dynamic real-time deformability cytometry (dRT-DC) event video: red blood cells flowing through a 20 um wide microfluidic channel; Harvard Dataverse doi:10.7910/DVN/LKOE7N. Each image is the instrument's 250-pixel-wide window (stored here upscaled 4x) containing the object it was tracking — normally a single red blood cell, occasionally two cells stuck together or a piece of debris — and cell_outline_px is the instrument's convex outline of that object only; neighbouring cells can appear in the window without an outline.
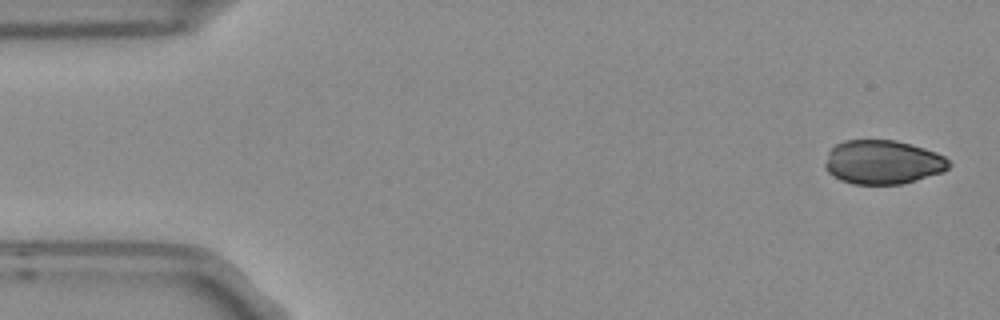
{"species": "Egyptian fruit bat (a non-hibernating species)", "species_latin": "Rousettus aegyptiacus", "temperature_condition": "room temperature", "stored_images_in_passage": 7, "camera_frame_rate_fps": 3000, "um_per_image_px": 0.085, "frame": {"image": 1, "passage_image": 1, "time_ms": 0.0, "image_size_px": [1000, 320], "cell_outline_px": [[952, 164], [944, 172], [916, 180], [900, 184], [852, 184], [840, 180], [832, 176], [824, 168], [824, 164], [828, 152], [836, 144], [844, 140], [896, 140], [912, 144], [936, 152], [944, 156]], "centroid_in_image_um": [75.03, 13.78], "position_along_channel_um": 10.0, "area_um2": 32.02}}